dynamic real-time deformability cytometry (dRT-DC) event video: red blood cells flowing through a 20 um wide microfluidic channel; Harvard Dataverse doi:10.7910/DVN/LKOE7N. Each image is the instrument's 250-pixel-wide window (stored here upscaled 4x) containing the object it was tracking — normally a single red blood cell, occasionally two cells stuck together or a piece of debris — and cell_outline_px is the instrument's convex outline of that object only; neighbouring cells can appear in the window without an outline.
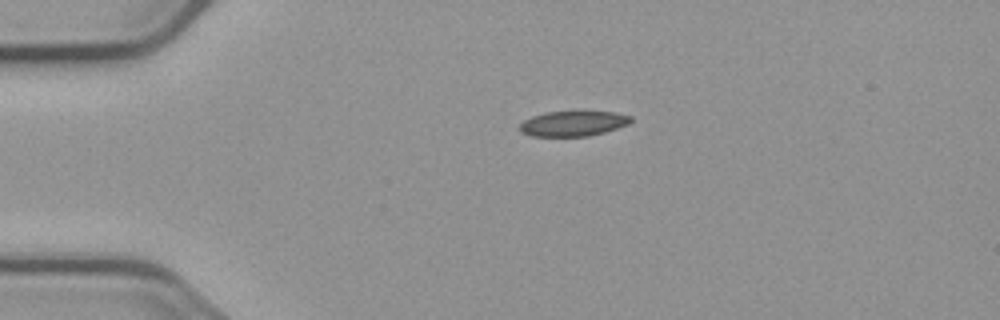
{"species": "common noctule bat (a hibernating species)", "species_latin": "Nyctalus noctula", "temperature_condition": "cold", "stored_images_in_passage": 2, "camera_frame_rate_fps": 3000, "um_per_image_px": 0.085, "animal": {"sex": "male", "body_mass_g": 23.1, "forearm_length_mm": 52.7}, "frame": {"image": 1, "passage_image": 1, "time_ms": 0.0, "image_size_px": [1000, 320], "cell_outline_px": [[632, 120], [628, 124], [604, 132], [588, 136], [532, 136], [520, 132], [520, 124], [524, 120], [532, 116], [544, 112], [612, 112], [632, 116]], "centroid_in_image_um": [48.69, 10.5], "position_along_channel_um": 36.3, "area_um2": 16.13}}